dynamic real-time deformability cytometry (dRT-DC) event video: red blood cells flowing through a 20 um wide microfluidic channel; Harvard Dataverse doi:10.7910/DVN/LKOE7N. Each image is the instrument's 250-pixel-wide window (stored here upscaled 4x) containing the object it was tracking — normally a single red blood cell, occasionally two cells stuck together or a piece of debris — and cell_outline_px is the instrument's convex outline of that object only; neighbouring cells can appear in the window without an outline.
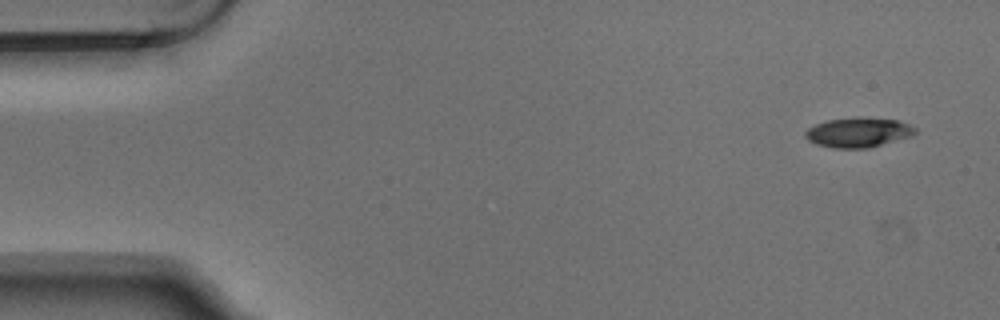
{"species": "Egyptian fruit bat (a non-hibernating species)", "species_latin": "Rousettus aegyptiacus", "temperature_condition": "warm", "stored_images_in_passage": 4, "camera_frame_rate_fps": 3000, "um_per_image_px": 0.085, "animal": {"sex": "male"}, "frame": {"image": 1, "passage_image": 1, "time_ms": 0.0, "image_size_px": [1000, 320], "cell_outline_px": [[916, 132], [912, 136], [868, 148], [832, 148], [816, 144], [808, 140], [804, 136], [804, 132], [808, 128], [816, 124], [828, 120], [856, 116], [860, 116], [900, 120], [916, 128]], "centroid_in_image_um": [72.95, 11.24], "position_along_channel_um": 12.0, "area_um2": 19.31}}
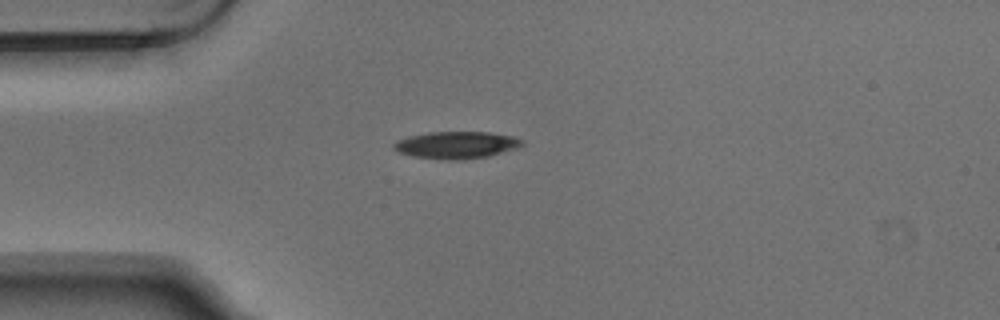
{"frame": {"image": 2, "passage_image": 4, "time_ms": 1.0, "image_size_px": [1000, 320], "cell_outline_px": [[524, 144], [520, 148], [488, 156], [460, 160], [444, 160], [412, 156], [400, 152], [392, 148], [392, 144], [408, 136], [428, 132], [488, 132], [512, 136], [524, 140]], "centroid_in_image_um": [38.83, 12.33], "position_along_channel_um": 46.2, "area_um2": 20.4}}